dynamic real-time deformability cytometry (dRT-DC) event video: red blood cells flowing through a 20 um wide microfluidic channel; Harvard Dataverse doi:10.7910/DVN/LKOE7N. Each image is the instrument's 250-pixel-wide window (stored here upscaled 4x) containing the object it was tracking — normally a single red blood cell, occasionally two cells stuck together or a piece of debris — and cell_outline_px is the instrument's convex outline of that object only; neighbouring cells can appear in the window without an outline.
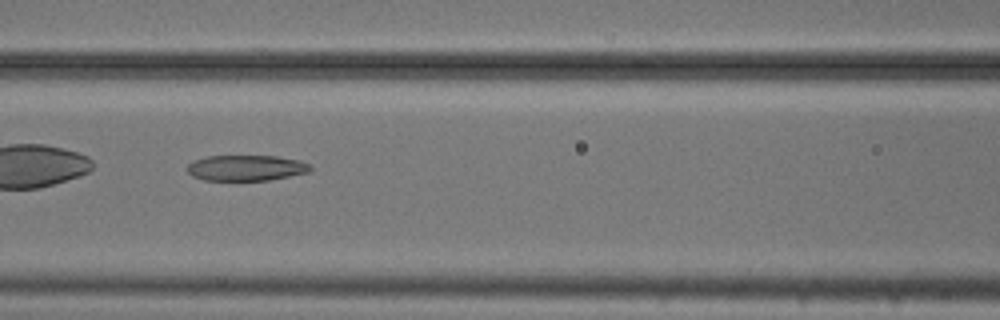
{"species": "common noctule bat (a hibernating species)", "species_latin": "Nyctalus noctula", "temperature_condition": "cold", "stored_images_in_passage": 52, "camera_frame_rate_fps": 3000, "um_per_image_px": 0.085, "animal": {"sex": "male", "body_mass_g": 20.5, "forearm_length_mm": 52.5}, "frame": {"image": 1, "passage_image": 23, "time_ms": 7.333, "image_size_px": [1000, 320], "cell_outline_px": [[312, 168], [308, 172], [268, 180], [204, 180], [192, 176], [188, 172], [188, 164], [192, 160], [204, 156], [276, 156], [300, 160], [308, 164]], "centroid_in_image_um": [20.88, 14.26], "position_along_channel_um": 145.7, "area_um2": 18.38}}
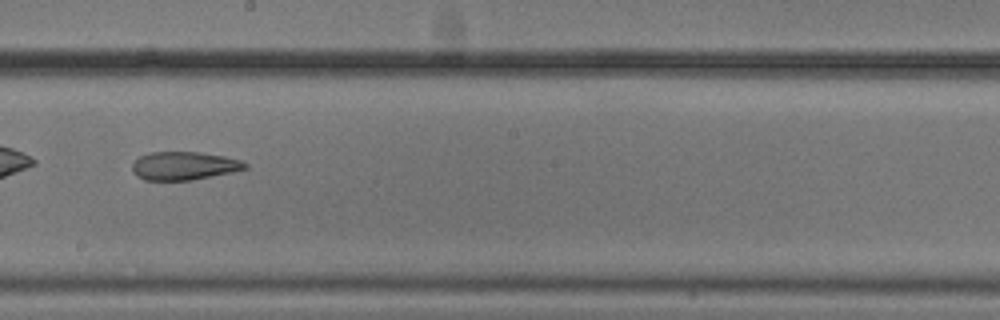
{"frame": {"image": 2, "passage_image": 30, "time_ms": 9.667, "image_size_px": [1000, 320], "cell_outline_px": [[248, 168], [232, 172], [192, 180], [144, 180], [136, 176], [132, 172], [132, 164], [140, 156], [152, 152], [200, 152], [224, 156], [240, 160], [248, 164]], "centroid_in_image_um": [15.64, 14.1], "position_along_channel_um": 232.6, "area_um2": 18.61}, "authors_computed_cell_mechanics": {"area_um2": 24.2471, "velocity_mm_per_s": 3.7221, "shape_relaxation_time_tau1_ms": null, "shape_relaxation_time_tau2_ms": 10.4689, "deformation_change_tau1": null, "deformation_change_tau2": 0.2181}}